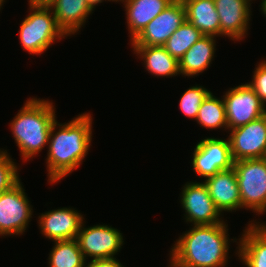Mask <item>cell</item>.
<instances>
[{"instance_id":"6da1fadb","label":"cell","mask_w":266,"mask_h":267,"mask_svg":"<svg viewBox=\"0 0 266 267\" xmlns=\"http://www.w3.org/2000/svg\"><path fill=\"white\" fill-rule=\"evenodd\" d=\"M91 115L79 114L63 124H59L57 119L54 121L49 134L46 158L49 183L59 182L78 168L85 159L92 141Z\"/></svg>"},{"instance_id":"7a4b0ae2","label":"cell","mask_w":266,"mask_h":267,"mask_svg":"<svg viewBox=\"0 0 266 267\" xmlns=\"http://www.w3.org/2000/svg\"><path fill=\"white\" fill-rule=\"evenodd\" d=\"M228 224L193 225L176 240L168 267H225L230 240Z\"/></svg>"},{"instance_id":"3957f363","label":"cell","mask_w":266,"mask_h":267,"mask_svg":"<svg viewBox=\"0 0 266 267\" xmlns=\"http://www.w3.org/2000/svg\"><path fill=\"white\" fill-rule=\"evenodd\" d=\"M53 102L45 99L29 98L10 122L14 140L22 160L38 155L49 142V134L54 121Z\"/></svg>"},{"instance_id":"277c9868","label":"cell","mask_w":266,"mask_h":267,"mask_svg":"<svg viewBox=\"0 0 266 267\" xmlns=\"http://www.w3.org/2000/svg\"><path fill=\"white\" fill-rule=\"evenodd\" d=\"M29 15L20 25L19 40L28 54L40 55L55 41L66 38L58 26L51 8L45 2L29 0Z\"/></svg>"},{"instance_id":"5b68a950","label":"cell","mask_w":266,"mask_h":267,"mask_svg":"<svg viewBox=\"0 0 266 267\" xmlns=\"http://www.w3.org/2000/svg\"><path fill=\"white\" fill-rule=\"evenodd\" d=\"M242 209L266 213V158L245 159L233 163Z\"/></svg>"},{"instance_id":"8992f818","label":"cell","mask_w":266,"mask_h":267,"mask_svg":"<svg viewBox=\"0 0 266 267\" xmlns=\"http://www.w3.org/2000/svg\"><path fill=\"white\" fill-rule=\"evenodd\" d=\"M21 181L0 194V235H22L32 220L33 209Z\"/></svg>"},{"instance_id":"52a82bcc","label":"cell","mask_w":266,"mask_h":267,"mask_svg":"<svg viewBox=\"0 0 266 267\" xmlns=\"http://www.w3.org/2000/svg\"><path fill=\"white\" fill-rule=\"evenodd\" d=\"M223 100L228 131L266 114V106L247 83L230 88Z\"/></svg>"},{"instance_id":"ba28073f","label":"cell","mask_w":266,"mask_h":267,"mask_svg":"<svg viewBox=\"0 0 266 267\" xmlns=\"http://www.w3.org/2000/svg\"><path fill=\"white\" fill-rule=\"evenodd\" d=\"M180 195L186 223L213 225L225 222L220 218L222 213L210 197L204 182H186Z\"/></svg>"},{"instance_id":"9c48e42d","label":"cell","mask_w":266,"mask_h":267,"mask_svg":"<svg viewBox=\"0 0 266 267\" xmlns=\"http://www.w3.org/2000/svg\"><path fill=\"white\" fill-rule=\"evenodd\" d=\"M192 167L195 174L206 180L217 172L233 167L229 139L206 137L199 141L192 153Z\"/></svg>"},{"instance_id":"30bf717a","label":"cell","mask_w":266,"mask_h":267,"mask_svg":"<svg viewBox=\"0 0 266 267\" xmlns=\"http://www.w3.org/2000/svg\"><path fill=\"white\" fill-rule=\"evenodd\" d=\"M81 225L77 241L85 259L112 258L124 245L123 235L114 227L108 225ZM88 257V258H87Z\"/></svg>"},{"instance_id":"8fae6325","label":"cell","mask_w":266,"mask_h":267,"mask_svg":"<svg viewBox=\"0 0 266 267\" xmlns=\"http://www.w3.org/2000/svg\"><path fill=\"white\" fill-rule=\"evenodd\" d=\"M229 131L228 139L234 162L266 158V114Z\"/></svg>"},{"instance_id":"7c38bea8","label":"cell","mask_w":266,"mask_h":267,"mask_svg":"<svg viewBox=\"0 0 266 267\" xmlns=\"http://www.w3.org/2000/svg\"><path fill=\"white\" fill-rule=\"evenodd\" d=\"M186 21L182 0H174L132 40L131 46H163Z\"/></svg>"},{"instance_id":"4fadbf2b","label":"cell","mask_w":266,"mask_h":267,"mask_svg":"<svg viewBox=\"0 0 266 267\" xmlns=\"http://www.w3.org/2000/svg\"><path fill=\"white\" fill-rule=\"evenodd\" d=\"M252 0H214L220 20V36L240 41L247 35ZM246 34V35H245Z\"/></svg>"},{"instance_id":"5bb4252c","label":"cell","mask_w":266,"mask_h":267,"mask_svg":"<svg viewBox=\"0 0 266 267\" xmlns=\"http://www.w3.org/2000/svg\"><path fill=\"white\" fill-rule=\"evenodd\" d=\"M42 235L50 240L76 239L84 217L73 208H59L40 214L38 218Z\"/></svg>"},{"instance_id":"9a60e30c","label":"cell","mask_w":266,"mask_h":267,"mask_svg":"<svg viewBox=\"0 0 266 267\" xmlns=\"http://www.w3.org/2000/svg\"><path fill=\"white\" fill-rule=\"evenodd\" d=\"M204 183L221 213L242 209L239 185L233 167L217 172L212 177L207 178Z\"/></svg>"},{"instance_id":"2e32d148","label":"cell","mask_w":266,"mask_h":267,"mask_svg":"<svg viewBox=\"0 0 266 267\" xmlns=\"http://www.w3.org/2000/svg\"><path fill=\"white\" fill-rule=\"evenodd\" d=\"M253 221L238 239L236 254L246 267H266V224Z\"/></svg>"},{"instance_id":"e0dca14e","label":"cell","mask_w":266,"mask_h":267,"mask_svg":"<svg viewBox=\"0 0 266 267\" xmlns=\"http://www.w3.org/2000/svg\"><path fill=\"white\" fill-rule=\"evenodd\" d=\"M58 26L69 35L77 33L93 12L88 7V0H46Z\"/></svg>"},{"instance_id":"ac0fdd59","label":"cell","mask_w":266,"mask_h":267,"mask_svg":"<svg viewBox=\"0 0 266 267\" xmlns=\"http://www.w3.org/2000/svg\"><path fill=\"white\" fill-rule=\"evenodd\" d=\"M174 0H123L127 28L132 41L156 16Z\"/></svg>"},{"instance_id":"d6986e66","label":"cell","mask_w":266,"mask_h":267,"mask_svg":"<svg viewBox=\"0 0 266 267\" xmlns=\"http://www.w3.org/2000/svg\"><path fill=\"white\" fill-rule=\"evenodd\" d=\"M216 37L202 36L179 60V72L184 76H197L209 68L215 57Z\"/></svg>"},{"instance_id":"ffe728a7","label":"cell","mask_w":266,"mask_h":267,"mask_svg":"<svg viewBox=\"0 0 266 267\" xmlns=\"http://www.w3.org/2000/svg\"><path fill=\"white\" fill-rule=\"evenodd\" d=\"M186 20L204 36L220 37V20L214 0H182Z\"/></svg>"},{"instance_id":"44dd1931","label":"cell","mask_w":266,"mask_h":267,"mask_svg":"<svg viewBox=\"0 0 266 267\" xmlns=\"http://www.w3.org/2000/svg\"><path fill=\"white\" fill-rule=\"evenodd\" d=\"M134 53L142 58L145 69L155 77H172L180 74L179 61L163 46H132Z\"/></svg>"},{"instance_id":"7402d4cb","label":"cell","mask_w":266,"mask_h":267,"mask_svg":"<svg viewBox=\"0 0 266 267\" xmlns=\"http://www.w3.org/2000/svg\"><path fill=\"white\" fill-rule=\"evenodd\" d=\"M50 267H86V259L77 239L54 241L49 254Z\"/></svg>"},{"instance_id":"603a6c76","label":"cell","mask_w":266,"mask_h":267,"mask_svg":"<svg viewBox=\"0 0 266 267\" xmlns=\"http://www.w3.org/2000/svg\"><path fill=\"white\" fill-rule=\"evenodd\" d=\"M196 121L203 128L228 130L223 98L218 99L210 92L199 108Z\"/></svg>"},{"instance_id":"cb8c5ba5","label":"cell","mask_w":266,"mask_h":267,"mask_svg":"<svg viewBox=\"0 0 266 267\" xmlns=\"http://www.w3.org/2000/svg\"><path fill=\"white\" fill-rule=\"evenodd\" d=\"M203 34L187 20L168 38L163 47L179 61Z\"/></svg>"},{"instance_id":"d4e9b609","label":"cell","mask_w":266,"mask_h":267,"mask_svg":"<svg viewBox=\"0 0 266 267\" xmlns=\"http://www.w3.org/2000/svg\"><path fill=\"white\" fill-rule=\"evenodd\" d=\"M210 92L200 85L191 86L181 96L179 109L185 116L196 120L199 108Z\"/></svg>"},{"instance_id":"484cf974","label":"cell","mask_w":266,"mask_h":267,"mask_svg":"<svg viewBox=\"0 0 266 267\" xmlns=\"http://www.w3.org/2000/svg\"><path fill=\"white\" fill-rule=\"evenodd\" d=\"M17 167L8 152L3 149L0 153V194L20 181Z\"/></svg>"},{"instance_id":"4316f807","label":"cell","mask_w":266,"mask_h":267,"mask_svg":"<svg viewBox=\"0 0 266 267\" xmlns=\"http://www.w3.org/2000/svg\"><path fill=\"white\" fill-rule=\"evenodd\" d=\"M254 69L253 79L247 83L266 106V61L259 62Z\"/></svg>"},{"instance_id":"83f0119b","label":"cell","mask_w":266,"mask_h":267,"mask_svg":"<svg viewBox=\"0 0 266 267\" xmlns=\"http://www.w3.org/2000/svg\"><path fill=\"white\" fill-rule=\"evenodd\" d=\"M86 267H124L119 260L115 257L103 258V259H92L86 263Z\"/></svg>"},{"instance_id":"f1b7e54d","label":"cell","mask_w":266,"mask_h":267,"mask_svg":"<svg viewBox=\"0 0 266 267\" xmlns=\"http://www.w3.org/2000/svg\"><path fill=\"white\" fill-rule=\"evenodd\" d=\"M107 1H115V2H121V3H123V0H107ZM102 2H104V0H88V7H89V9L91 10V11H94V9H95V7H96V5H98V4H100V3H102ZM105 2H106V0H105Z\"/></svg>"},{"instance_id":"f546056e","label":"cell","mask_w":266,"mask_h":267,"mask_svg":"<svg viewBox=\"0 0 266 267\" xmlns=\"http://www.w3.org/2000/svg\"><path fill=\"white\" fill-rule=\"evenodd\" d=\"M260 5H261L260 10L263 13L264 17H266V0H262V3Z\"/></svg>"},{"instance_id":"4dcf8cb0","label":"cell","mask_w":266,"mask_h":267,"mask_svg":"<svg viewBox=\"0 0 266 267\" xmlns=\"http://www.w3.org/2000/svg\"><path fill=\"white\" fill-rule=\"evenodd\" d=\"M6 0H0V9L3 8L2 6L4 5L3 3L5 2ZM1 11V10H0Z\"/></svg>"},{"instance_id":"1f68e13d","label":"cell","mask_w":266,"mask_h":267,"mask_svg":"<svg viewBox=\"0 0 266 267\" xmlns=\"http://www.w3.org/2000/svg\"><path fill=\"white\" fill-rule=\"evenodd\" d=\"M33 1H37V2H45L46 0H33Z\"/></svg>"}]
</instances>
